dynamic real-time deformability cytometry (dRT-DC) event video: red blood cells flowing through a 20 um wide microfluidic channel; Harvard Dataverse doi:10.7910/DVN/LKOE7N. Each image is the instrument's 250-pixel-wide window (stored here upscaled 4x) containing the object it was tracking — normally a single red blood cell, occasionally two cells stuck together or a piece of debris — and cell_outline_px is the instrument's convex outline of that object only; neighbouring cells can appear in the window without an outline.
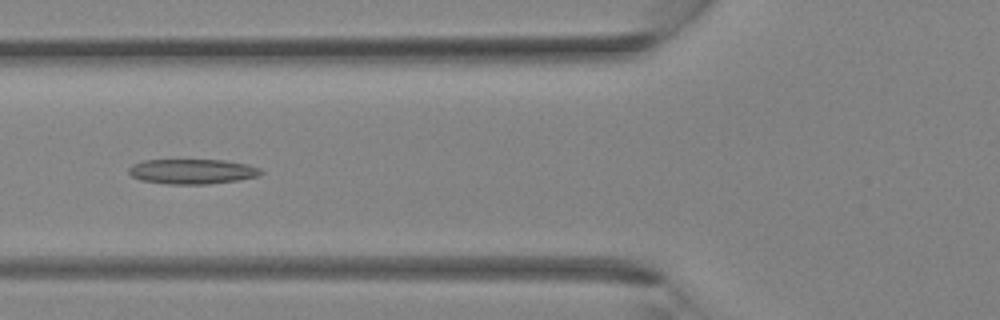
{"species": "Egyptian fruit bat (a non-hibernating species)", "species_latin": "Rousettus aegyptiacus", "temperature_condition": "room temperature", "stored_images_in_passage": 32, "camera_frame_rate_fps": 3000, "um_per_image_px": 0.085, "animal": {"sex": "female"}, "frame": {"image": 1, "passage_image": 11, "time_ms": 3.333, "image_size_px": [1000, 320], "cell_outline_px": [[264, 172], [256, 176], [236, 180], [208, 184], [168, 184], [140, 180], [132, 176], [128, 172], [128, 168], [132, 164], [144, 160], [224, 160], [248, 164], [260, 168]], "centroid_in_image_um": [16.31, 14.57], "position_along_channel_um": 109.5, "area_um2": 19.19}}
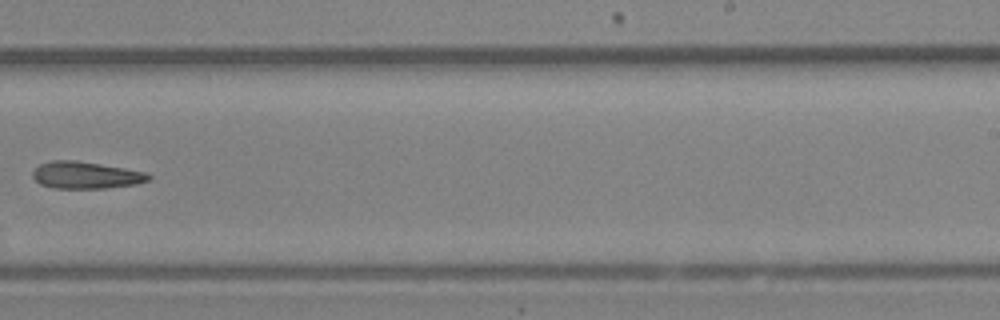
{"frame": {"image": 2, "passage_image": 20, "time_ms": 6.333, "image_size_px": [1000, 320], "cell_outline_px": [[152, 176], [148, 180], [136, 184], [104, 188], [52, 188], [40, 184], [32, 176], [32, 172], [40, 164], [52, 160], [76, 160], [148, 172]], "centroid_in_image_um": [7.29, 14.88], "position_along_channel_um": 281.7, "area_um2": 18.21}}
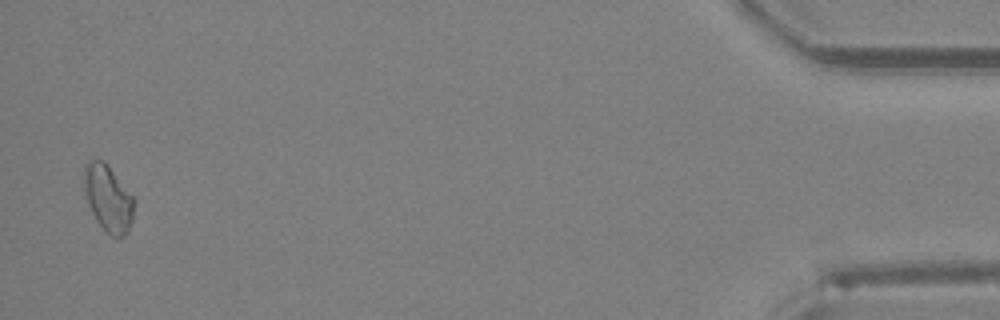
{"frame": {"image": 3, "passage_image": 32, "time_ms": 10.333, "image_size_px": [1000, 320], "cell_outline_px": [[136, 200], [132, 220], [128, 232], [120, 240], [116, 240], [96, 220], [88, 204], [84, 192], [84, 164], [88, 160], [104, 160]], "centroid_in_image_um": [9.21, 16.87], "position_along_channel_um": 426.0, "area_um2": 19.59}}